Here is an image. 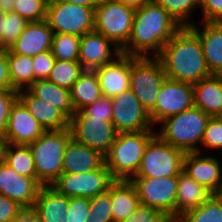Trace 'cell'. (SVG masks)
Listing matches in <instances>:
<instances>
[{"mask_svg": "<svg viewBox=\"0 0 222 222\" xmlns=\"http://www.w3.org/2000/svg\"><path fill=\"white\" fill-rule=\"evenodd\" d=\"M23 209L14 200L0 194V222L12 221Z\"/></svg>", "mask_w": 222, "mask_h": 222, "instance_id": "obj_45", "label": "cell"}, {"mask_svg": "<svg viewBox=\"0 0 222 222\" xmlns=\"http://www.w3.org/2000/svg\"><path fill=\"white\" fill-rule=\"evenodd\" d=\"M12 88L8 69L7 49L0 48V91Z\"/></svg>", "mask_w": 222, "mask_h": 222, "instance_id": "obj_47", "label": "cell"}, {"mask_svg": "<svg viewBox=\"0 0 222 222\" xmlns=\"http://www.w3.org/2000/svg\"><path fill=\"white\" fill-rule=\"evenodd\" d=\"M120 54L119 48L94 30L81 37L78 61L84 70L93 71L112 62Z\"/></svg>", "mask_w": 222, "mask_h": 222, "instance_id": "obj_18", "label": "cell"}, {"mask_svg": "<svg viewBox=\"0 0 222 222\" xmlns=\"http://www.w3.org/2000/svg\"><path fill=\"white\" fill-rule=\"evenodd\" d=\"M180 28L167 11L151 0L134 11L130 39L121 53L135 57H157Z\"/></svg>", "mask_w": 222, "mask_h": 222, "instance_id": "obj_1", "label": "cell"}, {"mask_svg": "<svg viewBox=\"0 0 222 222\" xmlns=\"http://www.w3.org/2000/svg\"><path fill=\"white\" fill-rule=\"evenodd\" d=\"M53 35V30L45 20L29 22L8 50L14 54L33 57L51 51Z\"/></svg>", "mask_w": 222, "mask_h": 222, "instance_id": "obj_20", "label": "cell"}, {"mask_svg": "<svg viewBox=\"0 0 222 222\" xmlns=\"http://www.w3.org/2000/svg\"><path fill=\"white\" fill-rule=\"evenodd\" d=\"M158 222H181L179 217L173 215H165Z\"/></svg>", "mask_w": 222, "mask_h": 222, "instance_id": "obj_53", "label": "cell"}, {"mask_svg": "<svg viewBox=\"0 0 222 222\" xmlns=\"http://www.w3.org/2000/svg\"><path fill=\"white\" fill-rule=\"evenodd\" d=\"M18 100L17 90L0 91V142L4 139L11 107Z\"/></svg>", "mask_w": 222, "mask_h": 222, "instance_id": "obj_40", "label": "cell"}, {"mask_svg": "<svg viewBox=\"0 0 222 222\" xmlns=\"http://www.w3.org/2000/svg\"><path fill=\"white\" fill-rule=\"evenodd\" d=\"M29 22L15 12L6 13L0 48L9 49Z\"/></svg>", "mask_w": 222, "mask_h": 222, "instance_id": "obj_37", "label": "cell"}, {"mask_svg": "<svg viewBox=\"0 0 222 222\" xmlns=\"http://www.w3.org/2000/svg\"><path fill=\"white\" fill-rule=\"evenodd\" d=\"M80 112L83 115L93 116L94 118H112L111 98L102 96L93 104L86 105Z\"/></svg>", "mask_w": 222, "mask_h": 222, "instance_id": "obj_43", "label": "cell"}, {"mask_svg": "<svg viewBox=\"0 0 222 222\" xmlns=\"http://www.w3.org/2000/svg\"><path fill=\"white\" fill-rule=\"evenodd\" d=\"M62 1H65L67 3H73L76 5L89 6L95 8L101 0H62Z\"/></svg>", "mask_w": 222, "mask_h": 222, "instance_id": "obj_50", "label": "cell"}, {"mask_svg": "<svg viewBox=\"0 0 222 222\" xmlns=\"http://www.w3.org/2000/svg\"><path fill=\"white\" fill-rule=\"evenodd\" d=\"M199 23L202 26L195 23L190 28L199 37L206 65L211 74L222 75V30L218 29L211 22Z\"/></svg>", "mask_w": 222, "mask_h": 222, "instance_id": "obj_23", "label": "cell"}, {"mask_svg": "<svg viewBox=\"0 0 222 222\" xmlns=\"http://www.w3.org/2000/svg\"><path fill=\"white\" fill-rule=\"evenodd\" d=\"M7 59L12 88L17 91L27 89L34 82L32 57L14 54L7 49Z\"/></svg>", "mask_w": 222, "mask_h": 222, "instance_id": "obj_31", "label": "cell"}, {"mask_svg": "<svg viewBox=\"0 0 222 222\" xmlns=\"http://www.w3.org/2000/svg\"><path fill=\"white\" fill-rule=\"evenodd\" d=\"M10 222H39V218L32 208L23 209V211Z\"/></svg>", "mask_w": 222, "mask_h": 222, "instance_id": "obj_48", "label": "cell"}, {"mask_svg": "<svg viewBox=\"0 0 222 222\" xmlns=\"http://www.w3.org/2000/svg\"><path fill=\"white\" fill-rule=\"evenodd\" d=\"M95 8L48 0L45 21L54 33L82 37L94 31Z\"/></svg>", "mask_w": 222, "mask_h": 222, "instance_id": "obj_6", "label": "cell"}, {"mask_svg": "<svg viewBox=\"0 0 222 222\" xmlns=\"http://www.w3.org/2000/svg\"><path fill=\"white\" fill-rule=\"evenodd\" d=\"M211 150L214 152L217 151V153H220L222 150V122L218 119L217 116L210 117L207 122L204 136L201 142L200 153L204 154L206 151V153H208V151L213 152Z\"/></svg>", "mask_w": 222, "mask_h": 222, "instance_id": "obj_39", "label": "cell"}, {"mask_svg": "<svg viewBox=\"0 0 222 222\" xmlns=\"http://www.w3.org/2000/svg\"><path fill=\"white\" fill-rule=\"evenodd\" d=\"M167 11L181 27L194 25L192 15L194 10L200 9V0H153Z\"/></svg>", "mask_w": 222, "mask_h": 222, "instance_id": "obj_33", "label": "cell"}, {"mask_svg": "<svg viewBox=\"0 0 222 222\" xmlns=\"http://www.w3.org/2000/svg\"><path fill=\"white\" fill-rule=\"evenodd\" d=\"M140 204L137 190L131 181L115 180L111 184L113 222L125 220Z\"/></svg>", "mask_w": 222, "mask_h": 222, "instance_id": "obj_27", "label": "cell"}, {"mask_svg": "<svg viewBox=\"0 0 222 222\" xmlns=\"http://www.w3.org/2000/svg\"><path fill=\"white\" fill-rule=\"evenodd\" d=\"M222 161V160H221ZM222 162L199 152L186 153L183 171L212 194L222 193Z\"/></svg>", "mask_w": 222, "mask_h": 222, "instance_id": "obj_16", "label": "cell"}, {"mask_svg": "<svg viewBox=\"0 0 222 222\" xmlns=\"http://www.w3.org/2000/svg\"><path fill=\"white\" fill-rule=\"evenodd\" d=\"M218 119L222 122V111L218 114Z\"/></svg>", "mask_w": 222, "mask_h": 222, "instance_id": "obj_55", "label": "cell"}, {"mask_svg": "<svg viewBox=\"0 0 222 222\" xmlns=\"http://www.w3.org/2000/svg\"><path fill=\"white\" fill-rule=\"evenodd\" d=\"M211 195L210 191L182 170L178 176L175 216L180 217L185 212L199 207Z\"/></svg>", "mask_w": 222, "mask_h": 222, "instance_id": "obj_26", "label": "cell"}, {"mask_svg": "<svg viewBox=\"0 0 222 222\" xmlns=\"http://www.w3.org/2000/svg\"><path fill=\"white\" fill-rule=\"evenodd\" d=\"M80 36L54 33L51 51L57 60L78 61Z\"/></svg>", "mask_w": 222, "mask_h": 222, "instance_id": "obj_35", "label": "cell"}, {"mask_svg": "<svg viewBox=\"0 0 222 222\" xmlns=\"http://www.w3.org/2000/svg\"><path fill=\"white\" fill-rule=\"evenodd\" d=\"M34 82L38 79H47L53 69L56 59L52 51L39 53L32 57Z\"/></svg>", "mask_w": 222, "mask_h": 222, "instance_id": "obj_42", "label": "cell"}, {"mask_svg": "<svg viewBox=\"0 0 222 222\" xmlns=\"http://www.w3.org/2000/svg\"><path fill=\"white\" fill-rule=\"evenodd\" d=\"M16 0H0V9L5 12H14Z\"/></svg>", "mask_w": 222, "mask_h": 222, "instance_id": "obj_51", "label": "cell"}, {"mask_svg": "<svg viewBox=\"0 0 222 222\" xmlns=\"http://www.w3.org/2000/svg\"><path fill=\"white\" fill-rule=\"evenodd\" d=\"M134 11L114 0H101L95 7L94 30L122 50L130 39Z\"/></svg>", "mask_w": 222, "mask_h": 222, "instance_id": "obj_8", "label": "cell"}, {"mask_svg": "<svg viewBox=\"0 0 222 222\" xmlns=\"http://www.w3.org/2000/svg\"><path fill=\"white\" fill-rule=\"evenodd\" d=\"M115 180L105 163L94 171L85 173H62L50 186L67 197L91 199L106 192Z\"/></svg>", "mask_w": 222, "mask_h": 222, "instance_id": "obj_11", "label": "cell"}, {"mask_svg": "<svg viewBox=\"0 0 222 222\" xmlns=\"http://www.w3.org/2000/svg\"><path fill=\"white\" fill-rule=\"evenodd\" d=\"M112 123L118 133L156 130L149 113L129 88L121 94L111 97Z\"/></svg>", "mask_w": 222, "mask_h": 222, "instance_id": "obj_14", "label": "cell"}, {"mask_svg": "<svg viewBox=\"0 0 222 222\" xmlns=\"http://www.w3.org/2000/svg\"><path fill=\"white\" fill-rule=\"evenodd\" d=\"M75 112L103 96L94 71L85 70L69 89Z\"/></svg>", "mask_w": 222, "mask_h": 222, "instance_id": "obj_29", "label": "cell"}, {"mask_svg": "<svg viewBox=\"0 0 222 222\" xmlns=\"http://www.w3.org/2000/svg\"><path fill=\"white\" fill-rule=\"evenodd\" d=\"M6 13L0 9V42L2 41V34H4V20Z\"/></svg>", "mask_w": 222, "mask_h": 222, "instance_id": "obj_52", "label": "cell"}, {"mask_svg": "<svg viewBox=\"0 0 222 222\" xmlns=\"http://www.w3.org/2000/svg\"><path fill=\"white\" fill-rule=\"evenodd\" d=\"M42 186L37 177L20 175L0 158V194L24 209H31Z\"/></svg>", "mask_w": 222, "mask_h": 222, "instance_id": "obj_15", "label": "cell"}, {"mask_svg": "<svg viewBox=\"0 0 222 222\" xmlns=\"http://www.w3.org/2000/svg\"><path fill=\"white\" fill-rule=\"evenodd\" d=\"M164 216L158 209L140 204L125 220L120 222H158Z\"/></svg>", "mask_w": 222, "mask_h": 222, "instance_id": "obj_44", "label": "cell"}, {"mask_svg": "<svg viewBox=\"0 0 222 222\" xmlns=\"http://www.w3.org/2000/svg\"><path fill=\"white\" fill-rule=\"evenodd\" d=\"M45 131L26 107L17 100L11 107L5 136L0 143L29 145Z\"/></svg>", "mask_w": 222, "mask_h": 222, "instance_id": "obj_17", "label": "cell"}, {"mask_svg": "<svg viewBox=\"0 0 222 222\" xmlns=\"http://www.w3.org/2000/svg\"><path fill=\"white\" fill-rule=\"evenodd\" d=\"M93 71L103 96L115 97L130 88L131 56L121 53L112 62Z\"/></svg>", "mask_w": 222, "mask_h": 222, "instance_id": "obj_19", "label": "cell"}, {"mask_svg": "<svg viewBox=\"0 0 222 222\" xmlns=\"http://www.w3.org/2000/svg\"><path fill=\"white\" fill-rule=\"evenodd\" d=\"M65 222H85L89 212V199L83 197L69 198Z\"/></svg>", "mask_w": 222, "mask_h": 222, "instance_id": "obj_41", "label": "cell"}, {"mask_svg": "<svg viewBox=\"0 0 222 222\" xmlns=\"http://www.w3.org/2000/svg\"><path fill=\"white\" fill-rule=\"evenodd\" d=\"M155 134L156 130L118 133L104 156L105 165L114 180L130 181L136 175L145 148Z\"/></svg>", "mask_w": 222, "mask_h": 222, "instance_id": "obj_4", "label": "cell"}, {"mask_svg": "<svg viewBox=\"0 0 222 222\" xmlns=\"http://www.w3.org/2000/svg\"><path fill=\"white\" fill-rule=\"evenodd\" d=\"M104 163L105 158L100 152L72 138L65 149L62 173L76 174L94 171Z\"/></svg>", "mask_w": 222, "mask_h": 222, "instance_id": "obj_22", "label": "cell"}, {"mask_svg": "<svg viewBox=\"0 0 222 222\" xmlns=\"http://www.w3.org/2000/svg\"><path fill=\"white\" fill-rule=\"evenodd\" d=\"M181 222H222V197L212 194L203 204L179 217Z\"/></svg>", "mask_w": 222, "mask_h": 222, "instance_id": "obj_32", "label": "cell"}, {"mask_svg": "<svg viewBox=\"0 0 222 222\" xmlns=\"http://www.w3.org/2000/svg\"><path fill=\"white\" fill-rule=\"evenodd\" d=\"M116 2H119L127 7H130L134 10H137L144 4L150 2L151 0H114Z\"/></svg>", "mask_w": 222, "mask_h": 222, "instance_id": "obj_49", "label": "cell"}, {"mask_svg": "<svg viewBox=\"0 0 222 222\" xmlns=\"http://www.w3.org/2000/svg\"><path fill=\"white\" fill-rule=\"evenodd\" d=\"M200 10L199 22H211L222 13V0H200Z\"/></svg>", "mask_w": 222, "mask_h": 222, "instance_id": "obj_46", "label": "cell"}, {"mask_svg": "<svg viewBox=\"0 0 222 222\" xmlns=\"http://www.w3.org/2000/svg\"><path fill=\"white\" fill-rule=\"evenodd\" d=\"M34 96L61 110L69 119L75 113L69 89L48 79H38L27 88Z\"/></svg>", "mask_w": 222, "mask_h": 222, "instance_id": "obj_28", "label": "cell"}, {"mask_svg": "<svg viewBox=\"0 0 222 222\" xmlns=\"http://www.w3.org/2000/svg\"><path fill=\"white\" fill-rule=\"evenodd\" d=\"M194 105L210 117H216L222 111V75L204 78L193 84Z\"/></svg>", "mask_w": 222, "mask_h": 222, "instance_id": "obj_25", "label": "cell"}, {"mask_svg": "<svg viewBox=\"0 0 222 222\" xmlns=\"http://www.w3.org/2000/svg\"><path fill=\"white\" fill-rule=\"evenodd\" d=\"M140 203L161 211L164 215L175 216L178 176L133 177Z\"/></svg>", "mask_w": 222, "mask_h": 222, "instance_id": "obj_13", "label": "cell"}, {"mask_svg": "<svg viewBox=\"0 0 222 222\" xmlns=\"http://www.w3.org/2000/svg\"><path fill=\"white\" fill-rule=\"evenodd\" d=\"M84 71L79 61H62L56 59L47 79L57 86L70 89Z\"/></svg>", "mask_w": 222, "mask_h": 222, "instance_id": "obj_34", "label": "cell"}, {"mask_svg": "<svg viewBox=\"0 0 222 222\" xmlns=\"http://www.w3.org/2000/svg\"><path fill=\"white\" fill-rule=\"evenodd\" d=\"M111 120L112 118L86 116L77 111L70 119L72 138L105 156L118 135Z\"/></svg>", "mask_w": 222, "mask_h": 222, "instance_id": "obj_10", "label": "cell"}, {"mask_svg": "<svg viewBox=\"0 0 222 222\" xmlns=\"http://www.w3.org/2000/svg\"><path fill=\"white\" fill-rule=\"evenodd\" d=\"M68 206L69 197L58 193L51 186H42L32 209L39 222H65Z\"/></svg>", "mask_w": 222, "mask_h": 222, "instance_id": "obj_24", "label": "cell"}, {"mask_svg": "<svg viewBox=\"0 0 222 222\" xmlns=\"http://www.w3.org/2000/svg\"><path fill=\"white\" fill-rule=\"evenodd\" d=\"M48 0H16L14 12L28 22L45 20Z\"/></svg>", "mask_w": 222, "mask_h": 222, "instance_id": "obj_38", "label": "cell"}, {"mask_svg": "<svg viewBox=\"0 0 222 222\" xmlns=\"http://www.w3.org/2000/svg\"><path fill=\"white\" fill-rule=\"evenodd\" d=\"M167 78L195 84L211 76L198 35L181 27L157 56Z\"/></svg>", "mask_w": 222, "mask_h": 222, "instance_id": "obj_2", "label": "cell"}, {"mask_svg": "<svg viewBox=\"0 0 222 222\" xmlns=\"http://www.w3.org/2000/svg\"><path fill=\"white\" fill-rule=\"evenodd\" d=\"M166 78L158 57L131 56L130 89L147 112L154 107Z\"/></svg>", "mask_w": 222, "mask_h": 222, "instance_id": "obj_9", "label": "cell"}, {"mask_svg": "<svg viewBox=\"0 0 222 222\" xmlns=\"http://www.w3.org/2000/svg\"><path fill=\"white\" fill-rule=\"evenodd\" d=\"M185 152L164 141L157 133L149 140L134 177L179 176Z\"/></svg>", "mask_w": 222, "mask_h": 222, "instance_id": "obj_7", "label": "cell"}, {"mask_svg": "<svg viewBox=\"0 0 222 222\" xmlns=\"http://www.w3.org/2000/svg\"><path fill=\"white\" fill-rule=\"evenodd\" d=\"M193 84L166 78L154 107L148 112L153 126L164 119L194 107Z\"/></svg>", "mask_w": 222, "mask_h": 222, "instance_id": "obj_12", "label": "cell"}, {"mask_svg": "<svg viewBox=\"0 0 222 222\" xmlns=\"http://www.w3.org/2000/svg\"><path fill=\"white\" fill-rule=\"evenodd\" d=\"M85 222H113L111 185L106 192L89 199V212Z\"/></svg>", "mask_w": 222, "mask_h": 222, "instance_id": "obj_36", "label": "cell"}, {"mask_svg": "<svg viewBox=\"0 0 222 222\" xmlns=\"http://www.w3.org/2000/svg\"><path fill=\"white\" fill-rule=\"evenodd\" d=\"M18 100L46 131L70 127V119L61 110L37 98L28 89L18 91Z\"/></svg>", "mask_w": 222, "mask_h": 222, "instance_id": "obj_21", "label": "cell"}, {"mask_svg": "<svg viewBox=\"0 0 222 222\" xmlns=\"http://www.w3.org/2000/svg\"><path fill=\"white\" fill-rule=\"evenodd\" d=\"M72 139L70 128L45 131L29 144L33 153L37 180L43 186H50L63 171V156Z\"/></svg>", "mask_w": 222, "mask_h": 222, "instance_id": "obj_5", "label": "cell"}, {"mask_svg": "<svg viewBox=\"0 0 222 222\" xmlns=\"http://www.w3.org/2000/svg\"><path fill=\"white\" fill-rule=\"evenodd\" d=\"M210 116L198 107H192L164 119L156 133L167 143L185 153H200V146ZM200 145V146H198Z\"/></svg>", "mask_w": 222, "mask_h": 222, "instance_id": "obj_3", "label": "cell"}, {"mask_svg": "<svg viewBox=\"0 0 222 222\" xmlns=\"http://www.w3.org/2000/svg\"><path fill=\"white\" fill-rule=\"evenodd\" d=\"M0 158L20 175L37 177L33 153L29 145L0 143Z\"/></svg>", "mask_w": 222, "mask_h": 222, "instance_id": "obj_30", "label": "cell"}, {"mask_svg": "<svg viewBox=\"0 0 222 222\" xmlns=\"http://www.w3.org/2000/svg\"><path fill=\"white\" fill-rule=\"evenodd\" d=\"M218 29L222 30V13L211 21Z\"/></svg>", "mask_w": 222, "mask_h": 222, "instance_id": "obj_54", "label": "cell"}]
</instances>
